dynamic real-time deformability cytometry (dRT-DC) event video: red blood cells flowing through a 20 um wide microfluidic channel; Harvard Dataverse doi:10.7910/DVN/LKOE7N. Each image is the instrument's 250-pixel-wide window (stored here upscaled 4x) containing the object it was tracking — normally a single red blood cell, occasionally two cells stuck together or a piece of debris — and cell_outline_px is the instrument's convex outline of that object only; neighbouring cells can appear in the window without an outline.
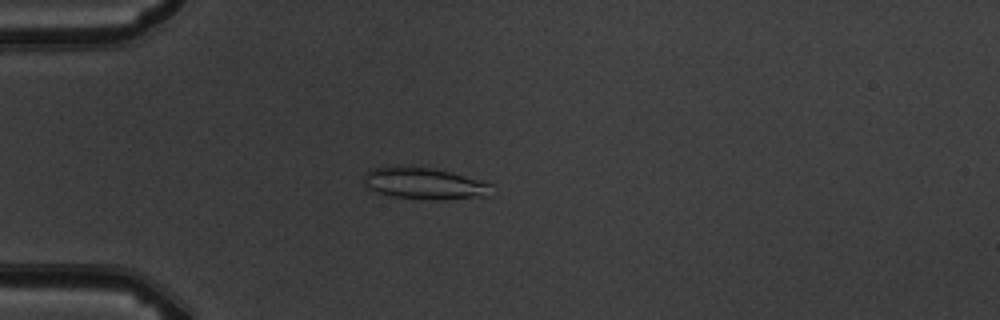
{"species": "common noctule bat (a hibernating species)", "species_latin": "Nyctalus noctula", "temperature_condition": "warm", "stored_images_in_passage": 2, "camera_frame_rate_fps": 3000, "um_per_image_px": 0.085, "animal": {"sex": "male", "body_mass_g": 19.5, "forearm_length_mm": 54.6}, "frame": {"image": 1, "passage_image": 2, "time_ms": 1.333, "image_size_px": [1000, 320], "cell_outline_px": [[492, 196], [444, 200], [436, 200], [392, 196], [376, 192], [368, 188], [360, 180], [364, 172], [372, 168], [412, 164], [432, 168], [448, 172], [492, 184]], "centroid_in_image_um": [36.01, 15.58], "position_along_channel_um": 49.0, "area_um2": 24.1}}